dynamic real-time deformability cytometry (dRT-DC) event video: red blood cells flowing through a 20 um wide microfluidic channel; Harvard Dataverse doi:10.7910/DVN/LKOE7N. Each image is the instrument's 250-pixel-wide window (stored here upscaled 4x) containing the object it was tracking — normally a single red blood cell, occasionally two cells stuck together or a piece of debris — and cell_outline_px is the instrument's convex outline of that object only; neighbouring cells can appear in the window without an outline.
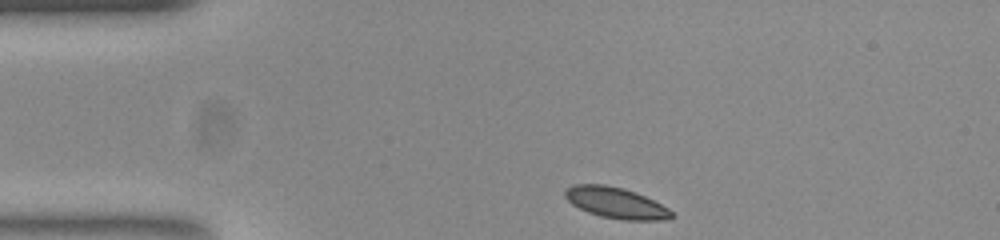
{"species": "common noctule bat (a hibernating species)", "species_latin": "Nyctalus noctula", "temperature_condition": "room temperature", "stored_images_in_passage": 37, "camera_frame_rate_fps": 3000, "um_per_image_px": 0.085, "animal": {"sex": "female", "body_mass_g": 23.0, "forearm_length_mm": 53.4}, "frame": {"image": 1, "passage_image": 1, "time_ms": 0.0, "image_size_px": [1000, 240], "cell_outline_px": [[676, 216], [660, 220], [624, 220], [600, 216], [588, 212], [572, 204], [564, 196], [564, 192], [572, 184], [604, 184], [624, 188], [636, 192], [668, 208]], "centroid_in_image_um": [52.34, 17.23], "position_along_channel_um": 32.7, "area_um2": 19.13}}
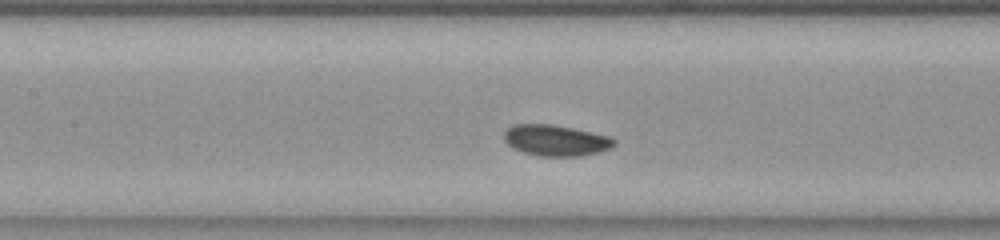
{"frame": {"image": 2, "passage_image": 15, "time_ms": 4.667, "image_size_px": [1000, 240], "cell_outline_px": [[616, 144], [608, 148], [596, 152], [580, 156], [540, 156], [524, 152], [512, 148], [504, 140], [504, 132], [512, 124], [552, 124], [572, 128], [608, 136], [616, 140]], "centroid_in_image_um": [47.19, 11.92], "position_along_channel_um": 160.2, "area_um2": 19.71}}
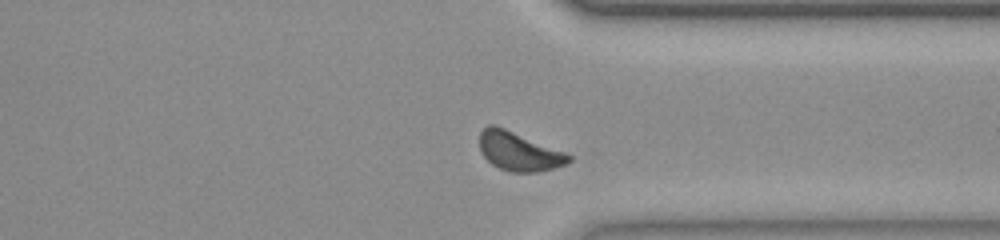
{"frame": {"image": 3, "passage_image": 32, "time_ms": 10.333, "image_size_px": [1000, 240], "cell_outline_px": [[572, 160], [564, 164], [552, 168], [536, 172], [508, 172], [492, 164], [480, 152], [480, 132], [488, 124], [496, 124], [564, 152], [572, 156]], "centroid_in_image_um": [44.07, 12.85], "position_along_channel_um": 367.3, "area_um2": 20.06}, "authors_computed_cell_mechanics": {"area_um2": 19.5364, "velocity_mm_per_s": 3.6778, "shape_relaxation_time_tau1_ms": 1.1527, "shape_relaxation_time_tau2_ms": null, "deformation_change_tau1": 0.0479, "deformation_change_tau2": null}}